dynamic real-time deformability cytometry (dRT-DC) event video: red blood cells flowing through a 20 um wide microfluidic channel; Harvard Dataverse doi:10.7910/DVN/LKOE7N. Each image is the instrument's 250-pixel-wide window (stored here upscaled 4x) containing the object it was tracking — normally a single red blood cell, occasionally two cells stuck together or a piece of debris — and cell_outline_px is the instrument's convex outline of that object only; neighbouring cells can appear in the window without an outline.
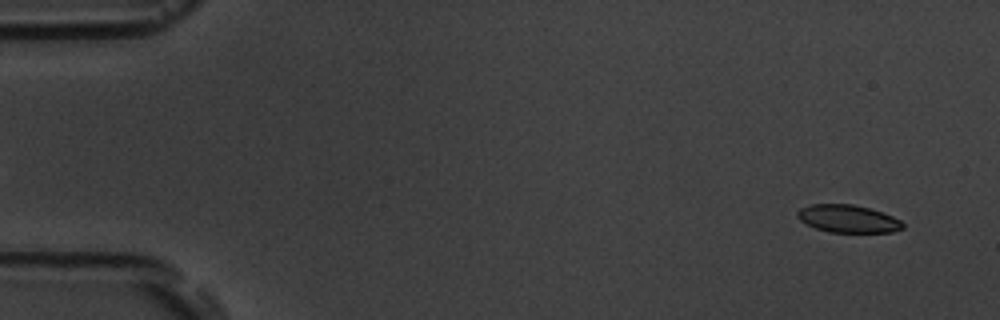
{"species": "common noctule bat (a hibernating species)", "species_latin": "Nyctalus noctula", "temperature_condition": "room temperature", "stored_images_in_passage": 7, "camera_frame_rate_fps": 3000, "um_per_image_px": 0.085, "animal": {"sex": "male", "body_mass_g": 19.5, "forearm_length_mm": 54.6}, "frame": {"image": 1, "passage_image": 1, "time_ms": 0.0, "image_size_px": [1000, 320], "cell_outline_px": [[904, 228], [892, 232], [828, 232], [816, 228], [800, 220], [796, 216], [796, 212], [800, 208], [808, 204], [852, 204], [868, 208], [892, 216], [900, 220], [904, 224]], "centroid_in_image_um": [72.05, 18.59], "position_along_channel_um": 12.9, "area_um2": 16.94}}
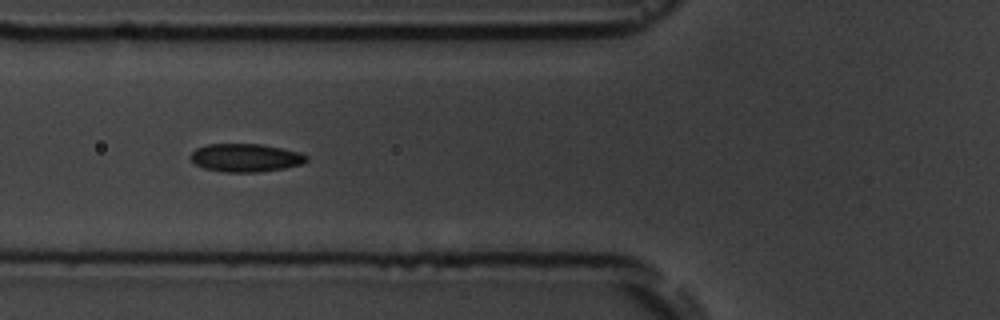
{"frame": {"image": 2, "passage_image": 6, "time_ms": 6.0, "image_size_px": [1000, 320], "cell_outline_px": [[308, 160], [300, 164], [284, 168], [256, 172], [224, 172], [204, 168], [196, 164], [188, 156], [196, 148], [208, 144], [260, 144], [300, 152], [308, 156]], "centroid_in_image_um": [20.85, 13.4], "position_along_channel_um": 104.9, "area_um2": 18.9}}
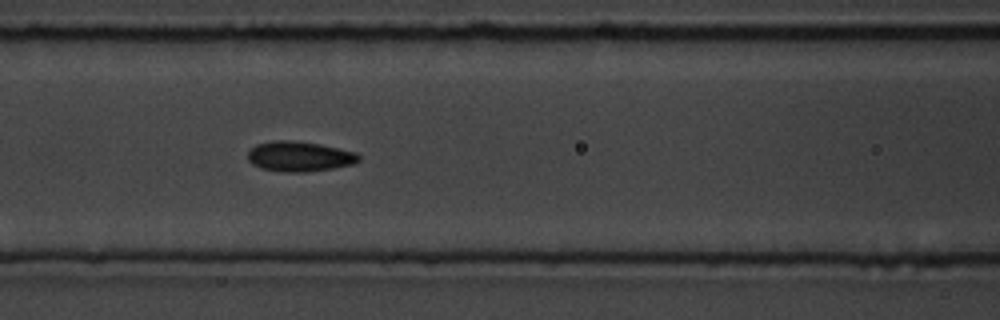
{"frame": {"image": 3, "passage_image": 7, "time_ms": 7.0, "image_size_px": [1000, 320], "cell_outline_px": [[360, 160], [352, 164], [332, 168], [304, 172], [288, 172], [260, 168], [252, 164], [248, 160], [248, 152], [256, 144], [272, 140], [288, 140], [320, 144], [356, 152], [360, 156]], "centroid_in_image_um": [25.43, 13.29], "position_along_channel_um": 141.2, "area_um2": 19.36}}